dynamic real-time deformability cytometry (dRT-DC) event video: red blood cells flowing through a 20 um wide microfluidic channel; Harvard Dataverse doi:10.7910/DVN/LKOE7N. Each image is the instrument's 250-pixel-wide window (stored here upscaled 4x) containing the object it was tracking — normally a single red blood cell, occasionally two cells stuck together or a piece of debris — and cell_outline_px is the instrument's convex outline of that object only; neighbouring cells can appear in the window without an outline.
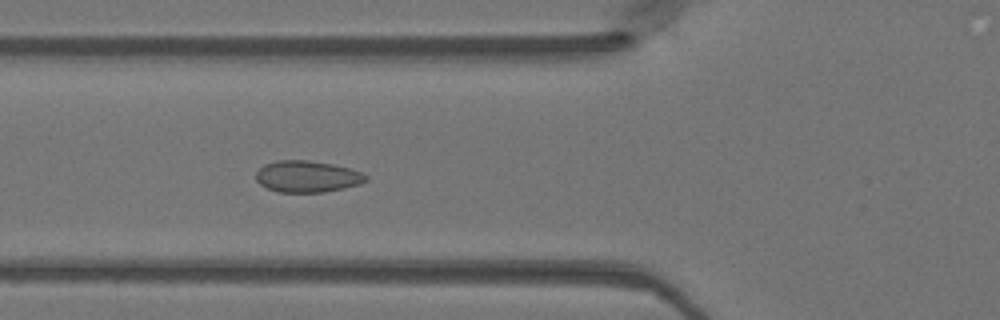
{"species": "Egyptian fruit bat (a non-hibernating species)", "species_latin": "Rousettus aegyptiacus", "temperature_condition": "warm", "stored_images_in_passage": 44, "camera_frame_rate_fps": 3000, "um_per_image_px": 0.085, "animal": {"sex": "female"}, "frame": {"image": 1, "passage_image": 13, "time_ms": 4.0, "image_size_px": [1000, 320], "cell_outline_px": [[368, 180], [360, 184], [344, 188], [324, 192], [280, 192], [268, 188], [260, 184], [256, 180], [256, 172], [264, 164], [276, 160], [308, 160], [332, 164], [348, 168], [360, 172], [368, 176]], "centroid_in_image_um": [26.11, 15.0], "position_along_channel_um": 99.7, "area_um2": 20.17}}
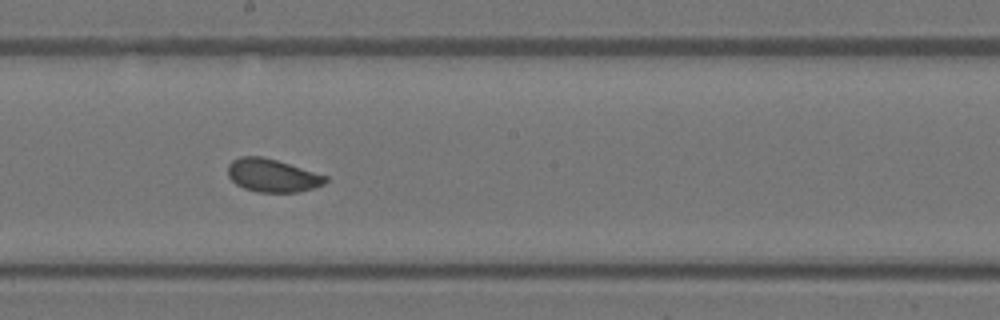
{"frame": {"image": 2, "passage_image": 22, "time_ms": 7.0, "image_size_px": [1000, 320], "cell_outline_px": [[328, 180], [324, 184], [312, 188], [296, 192], [256, 192], [244, 188], [236, 184], [228, 176], [228, 164], [232, 160], [240, 156], [260, 156], [276, 160], [328, 176]], "centroid_in_image_um": [23.13, 14.91], "position_along_channel_um": 225.1, "area_um2": 18.73}}
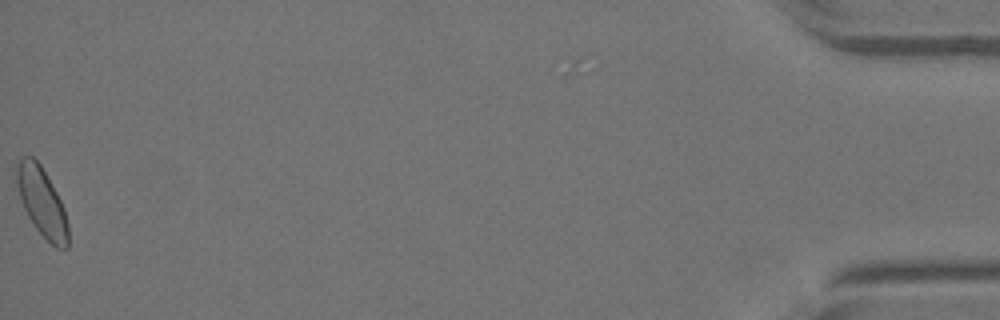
{"frame": {"image": 3, "passage_image": 44, "time_ms": 14.333, "image_size_px": [1000, 320], "cell_outline_px": [[68, 248], [56, 248], [36, 228], [28, 216], [24, 208], [20, 196], [16, 180], [16, 168], [20, 156], [32, 156], [40, 164], [56, 192], [64, 208], [68, 224]], "centroid_in_image_um": [3.56, 17.16], "position_along_channel_um": 431.6, "area_um2": 20.29}}